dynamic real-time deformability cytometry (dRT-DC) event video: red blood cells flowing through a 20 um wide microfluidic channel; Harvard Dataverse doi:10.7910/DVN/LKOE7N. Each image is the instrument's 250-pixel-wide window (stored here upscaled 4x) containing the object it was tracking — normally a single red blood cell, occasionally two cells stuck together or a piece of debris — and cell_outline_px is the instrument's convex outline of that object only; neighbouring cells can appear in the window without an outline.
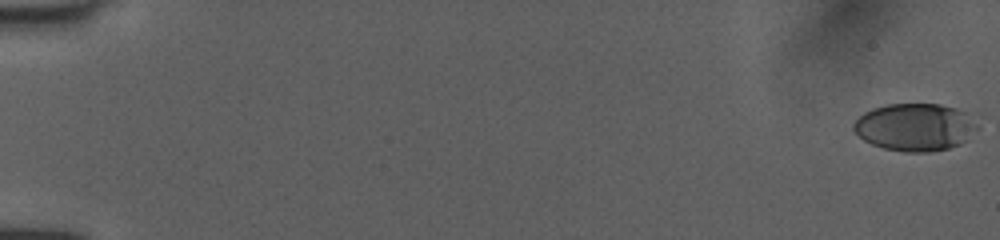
{"species": "human", "species_latin": "Homo sapiens", "temperature_condition": "room temperature", "stored_images_in_passage": 53, "camera_frame_rate_fps": 3000, "um_per_image_px": 0.085, "donor": {"sex": "female"}, "frame": {"image": 1, "passage_image": 1, "time_ms": 0.0, "image_size_px": [1000, 240], "cell_outline_px": [[980, 128], [960, 144], [948, 148], [928, 152], [904, 152], [884, 148], [872, 144], [864, 140], [852, 128], [852, 124], [864, 112], [872, 108], [888, 104], [940, 104], [956, 108], [964, 112]], "centroid_in_image_um": [77.76, 10.8], "position_along_channel_um": 7.2, "area_um2": 34.1}}
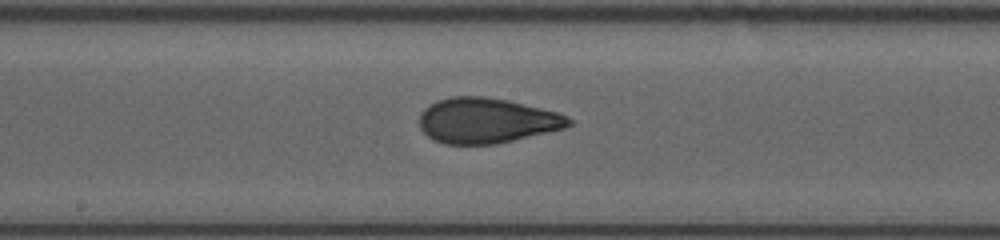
{"frame": {"image": 2, "passage_image": 30, "time_ms": 9.667, "image_size_px": [1000, 240], "cell_outline_px": [[572, 124], [564, 128], [496, 144], [444, 144], [428, 136], [420, 128], [420, 112], [428, 104], [436, 100], [452, 96], [484, 96], [508, 100], [556, 112], [568, 116], [572, 120]], "centroid_in_image_um": [41.33, 10.24], "position_along_channel_um": 206.9, "area_um2": 39.3}}
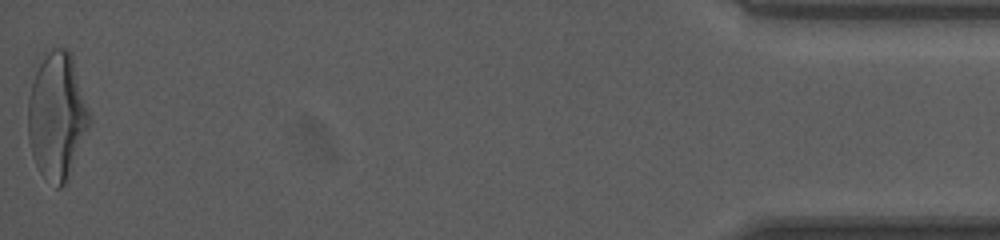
{"frame": {"image": 3, "passage_image": 53, "time_ms": 17.333, "image_size_px": [1000, 240], "cell_outline_px": [[92, 120], [68, 176], [64, 184], [60, 188], [56, 188], [40, 172], [32, 156], [28, 136], [28, 96], [44, 48], [68, 48], [72, 56]], "centroid_in_image_um": [4.83, 9.8], "position_along_channel_um": 430.4, "area_um2": 45.32}, "authors_computed_cell_mechanics": {"area_um2": 38.9572, "velocity_mm_per_s": 4.0382, "shape_relaxation_time_tau1_ms": 5.527, "shape_relaxation_time_tau2_ms": 1.0979, "deformation_change_tau1": 0.2022, "deformation_change_tau2": 0.0779}}